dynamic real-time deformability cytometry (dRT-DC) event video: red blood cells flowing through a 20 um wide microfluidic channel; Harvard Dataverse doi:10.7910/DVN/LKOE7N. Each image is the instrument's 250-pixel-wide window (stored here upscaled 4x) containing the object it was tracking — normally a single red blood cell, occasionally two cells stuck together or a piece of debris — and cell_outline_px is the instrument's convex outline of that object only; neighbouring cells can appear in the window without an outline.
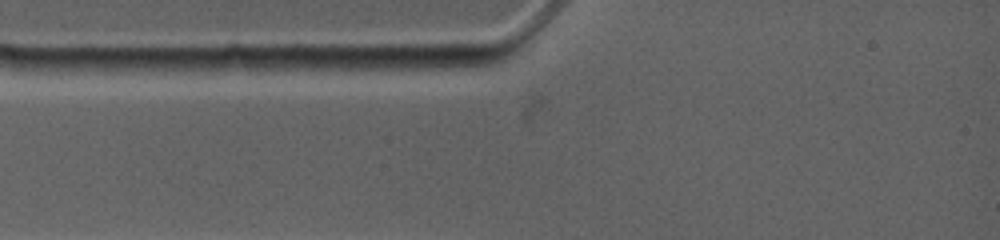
{"species": "common noctule bat (a hibernating species)", "species_latin": "Nyctalus noctula", "temperature_condition": "warm", "stored_images_in_passage": 1, "camera_frame_rate_fps": 4500, "um_per_image_px": 0.085, "animal": {"sex": "female", "body_mass_g": 19.0, "forearm_length_mm": 53.3}, "frame": {"image": 1, "passage_image": 1, "time_ms": 0.0, "image_size_px": [1000, 240], "cell_outline_px": [[488, 64], [460, 68], [344, 72], [320, 68], [340, 56], [476, 56], [484, 60]], "centroid_in_image_um": [34.08, 5.36], "position_along_channel_um": 50.9, "area_um2": 15.03}}